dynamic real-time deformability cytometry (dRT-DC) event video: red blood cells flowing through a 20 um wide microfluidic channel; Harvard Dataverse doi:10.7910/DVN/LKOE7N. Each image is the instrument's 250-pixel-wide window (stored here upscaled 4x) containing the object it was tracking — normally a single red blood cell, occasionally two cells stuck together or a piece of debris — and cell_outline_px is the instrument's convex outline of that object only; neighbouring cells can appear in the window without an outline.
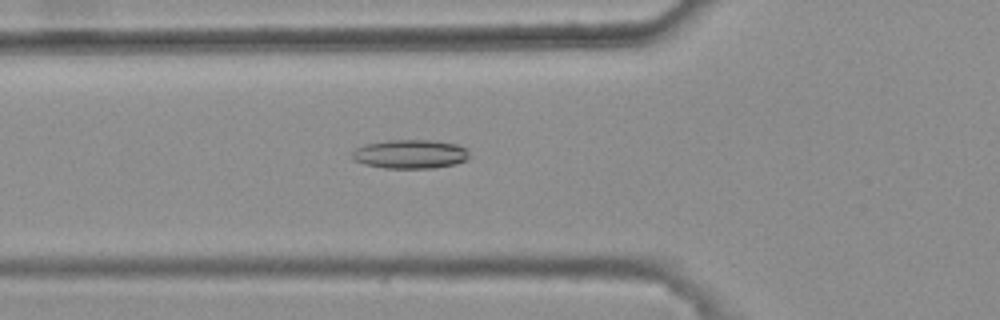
{"species": "common noctule bat (a hibernating species)", "species_latin": "Nyctalus noctula", "temperature_condition": "warm", "stored_images_in_passage": 49, "camera_frame_rate_fps": 3000, "um_per_image_px": 0.085, "animal": {"sex": "female", "body_mass_g": 25.1}, "frame": {"image": 1, "passage_image": 20, "time_ms": 6.333, "image_size_px": [1000, 320], "cell_outline_px": [[468, 160], [456, 164], [436, 168], [384, 168], [364, 164], [352, 160], [352, 152], [356, 148], [364, 144], [388, 140], [432, 140], [456, 144], [468, 148]], "centroid_in_image_um": [34.88, 13.1], "position_along_channel_um": 90.9, "area_um2": 20.0}}
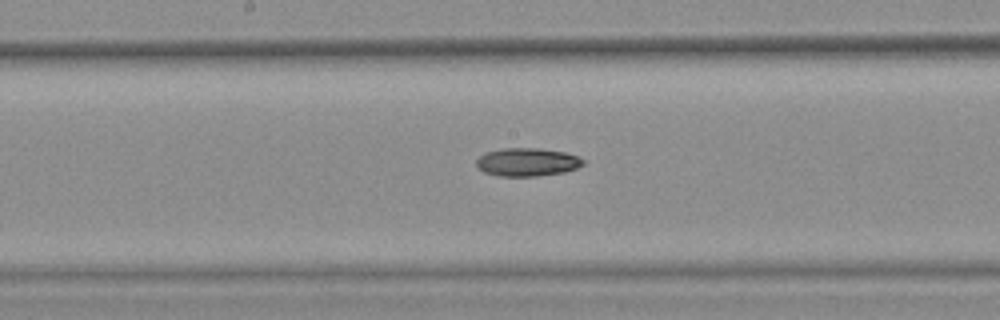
{"frame": {"image": 2, "passage_image": 29, "time_ms": 9.333, "image_size_px": [1000, 320], "cell_outline_px": [[584, 164], [576, 168], [564, 172], [536, 176], [496, 176], [484, 172], [476, 164], [476, 160], [484, 152], [504, 148], [540, 148], [564, 152], [576, 156], [584, 160]], "centroid_in_image_um": [44.79, 13.77], "position_along_channel_um": 203.4, "area_um2": 17.51}}
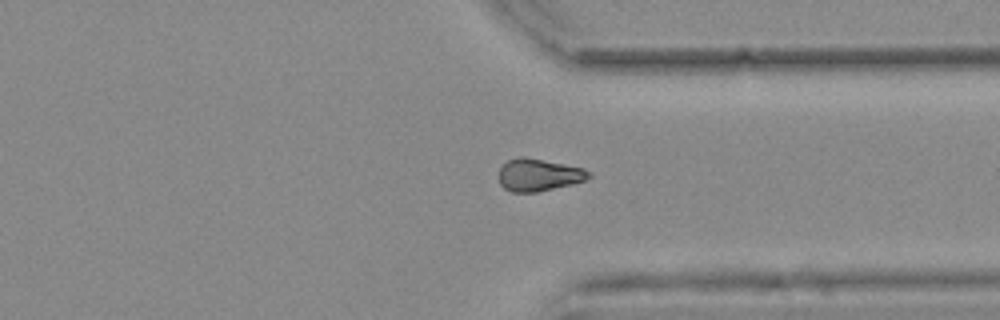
{"frame": {"image": 3, "passage_image": 42, "time_ms": 13.667, "image_size_px": [1000, 320], "cell_outline_px": [[592, 176], [584, 180], [572, 184], [536, 192], [512, 192], [504, 188], [500, 184], [500, 168], [508, 160], [520, 156], [524, 156], [584, 168], [592, 172]], "centroid_in_image_um": [45.81, 14.86], "position_along_channel_um": 365.6, "area_um2": 16.88}}